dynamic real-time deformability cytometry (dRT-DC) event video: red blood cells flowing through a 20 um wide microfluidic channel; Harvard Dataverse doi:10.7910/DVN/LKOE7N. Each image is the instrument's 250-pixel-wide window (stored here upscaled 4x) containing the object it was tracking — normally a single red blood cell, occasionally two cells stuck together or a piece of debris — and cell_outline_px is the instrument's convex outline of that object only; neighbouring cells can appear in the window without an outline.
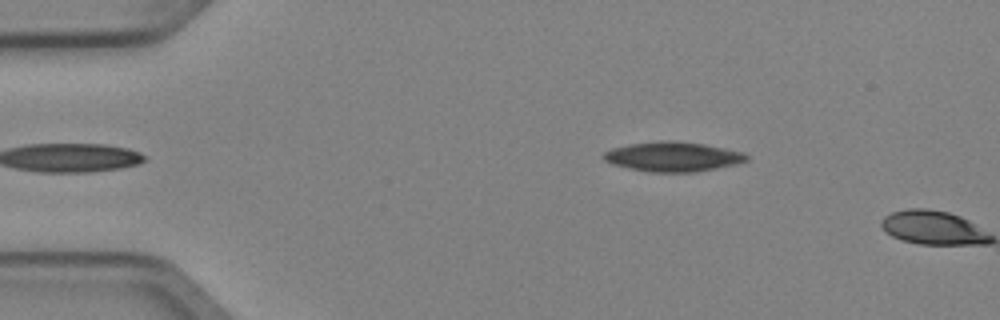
{"species": "Egyptian fruit bat (a non-hibernating species)", "species_latin": "Rousettus aegyptiacus", "temperature_condition": "cold", "stored_images_in_passage": 4, "camera_frame_rate_fps": 3000, "um_per_image_px": 0.085, "animal": {"sex": "female"}, "frame": {"image": 1, "passage_image": 4, "time_ms": 1.0, "image_size_px": [1000, 320], "cell_outline_px": [[748, 160], [736, 164], [716, 168], [692, 172], [648, 172], [628, 168], [612, 164], [604, 160], [604, 152], [612, 148], [628, 144], [660, 140], [672, 140], [704, 144], [744, 152], [748, 156]], "centroid_in_image_um": [57.18, 13.31], "position_along_channel_um": 27.8, "area_um2": 24.74}}